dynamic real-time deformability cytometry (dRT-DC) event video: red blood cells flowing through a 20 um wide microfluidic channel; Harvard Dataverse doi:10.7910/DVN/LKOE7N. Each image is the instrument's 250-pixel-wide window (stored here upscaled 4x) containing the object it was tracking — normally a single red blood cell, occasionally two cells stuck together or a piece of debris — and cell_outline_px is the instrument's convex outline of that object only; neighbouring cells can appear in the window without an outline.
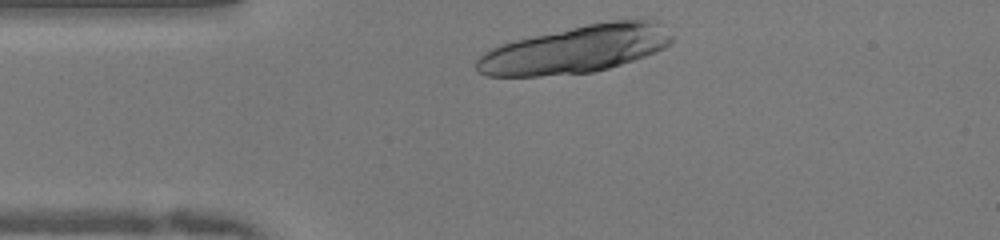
{"species": "human", "species_latin": "Homo sapiens", "temperature_condition": "warm", "stored_images_in_passage": 31, "camera_frame_rate_fps": 3000, "um_per_image_px": 0.085, "donor": {"sex": "female"}, "frame": {"image": 1, "passage_image": 1, "time_ms": 0.0, "image_size_px": [1000, 240], "cell_outline_px": [[672, 44], [656, 52], [608, 68], [592, 72], [540, 76], [488, 76], [476, 72], [476, 60], [484, 52], [500, 44], [516, 40], [588, 24], [612, 20], [640, 16], [644, 16], [656, 20], [672, 36]], "centroid_in_image_um": [48.99, 4.17], "position_along_channel_um": 36.0, "area_um2": 54.22}}
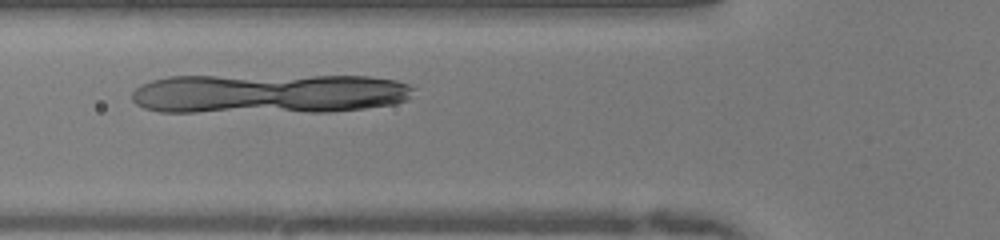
{"frame": {"image": 2, "passage_image": 8, "time_ms": 2.333, "image_size_px": [1000, 240], "cell_outline_px": [[416, 88], [408, 100], [396, 104], [332, 112], [160, 112], [144, 108], [136, 104], [132, 100], [132, 92], [140, 84], [152, 80], [168, 76], [368, 76], [396, 80], [408, 84]], "centroid_in_image_um": [22.87, 7.96], "position_along_channel_um": 102.9, "area_um2": 66.3}}
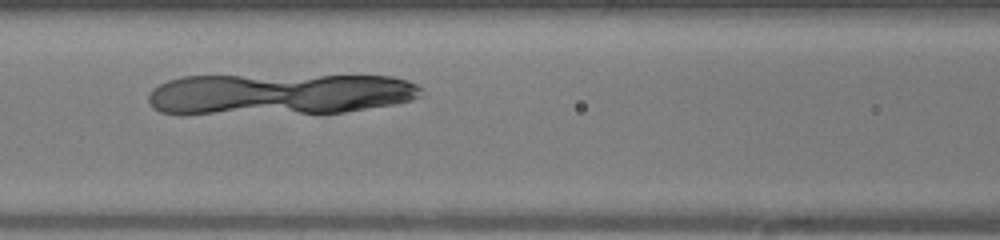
{"frame": {"image": 3, "passage_image": 11, "time_ms": 3.333, "image_size_px": [1000, 240], "cell_outline_px": [[424, 96], [412, 100], [392, 104], [344, 112], [160, 112], [152, 108], [148, 104], [148, 96], [152, 88], [168, 80], [184, 76], [392, 76], [408, 80], [424, 88]], "centroid_in_image_um": [23.84, 7.96], "position_along_channel_um": 142.8, "area_um2": 64.68}}